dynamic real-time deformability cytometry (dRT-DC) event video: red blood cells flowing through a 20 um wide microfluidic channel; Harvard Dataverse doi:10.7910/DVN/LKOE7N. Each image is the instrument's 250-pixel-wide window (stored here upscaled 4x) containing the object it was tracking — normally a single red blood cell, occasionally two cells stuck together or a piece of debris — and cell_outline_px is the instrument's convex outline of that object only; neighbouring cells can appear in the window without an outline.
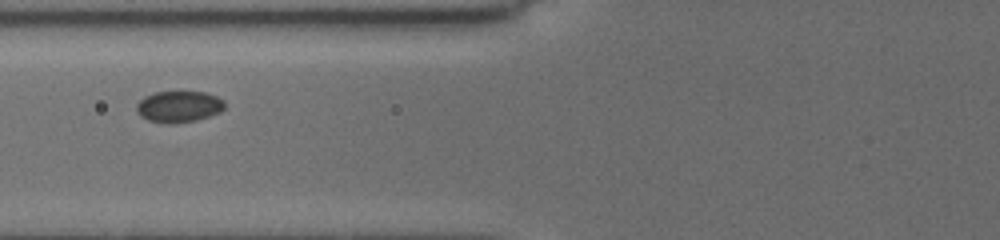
{"species": "common noctule bat (a hibernating species)", "species_latin": "Nyctalus noctula", "temperature_condition": "cold", "stored_images_in_passage": 39, "camera_frame_rate_fps": 3000, "um_per_image_px": 0.085, "animal": {"sex": "female", "body_mass_g": 19.5, "forearm_length_mm": 54.1}, "frame": {"image": 1, "passage_image": 6, "time_ms": 3.333, "image_size_px": [1000, 240], "cell_outline_px": [[224, 108], [220, 112], [196, 120], [176, 124], [172, 124], [148, 120], [140, 116], [136, 112], [136, 104], [144, 96], [156, 92], [204, 92], [216, 96], [224, 100]], "centroid_in_image_um": [15.18, 9.07], "position_along_channel_um": 110.6, "area_um2": 16.13}}
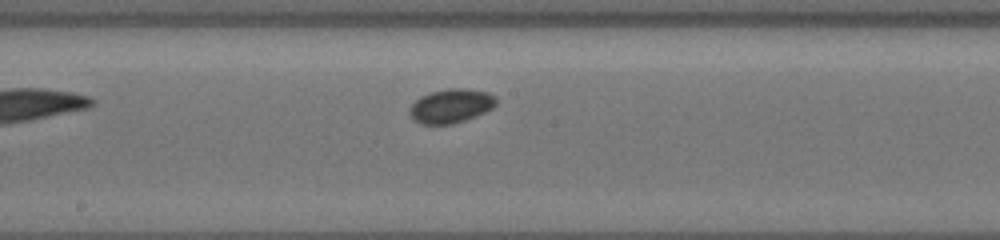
{"frame": {"image": 2, "passage_image": 13, "time_ms": 6.0, "image_size_px": [1000, 240], "cell_outline_px": [[496, 104], [492, 108], [476, 116], [452, 124], [420, 124], [412, 120], [408, 112], [408, 108], [420, 96], [432, 92], [448, 88], [464, 88], [488, 92], [496, 96]], "centroid_in_image_um": [38.3, 9.0], "position_along_channel_um": 209.9, "area_um2": 17.28}}
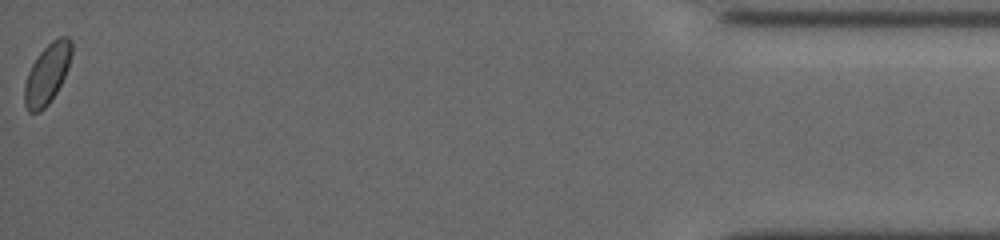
{"frame": {"image": 3, "passage_image": 39, "time_ms": 14.0, "image_size_px": [1000, 240], "cell_outline_px": [[72, 52], [68, 68], [56, 92], [48, 104], [40, 112], [28, 112], [24, 104], [24, 84], [28, 72], [32, 64], [40, 52], [52, 40], [60, 36], [68, 36], [72, 40]], "centroid_in_image_um": [4.0, 6.27], "position_along_channel_um": 431.2, "area_um2": 16.47}, "authors_computed_cell_mechanics": {"area_um2": 16.2418, "velocity_mm_per_s": 3.7254, "shape_relaxation_time_tau1_ms": 0.529, "shape_relaxation_time_tau2_ms": null, "deformation_change_tau1": 0.1786, "deformation_change_tau2": null}}